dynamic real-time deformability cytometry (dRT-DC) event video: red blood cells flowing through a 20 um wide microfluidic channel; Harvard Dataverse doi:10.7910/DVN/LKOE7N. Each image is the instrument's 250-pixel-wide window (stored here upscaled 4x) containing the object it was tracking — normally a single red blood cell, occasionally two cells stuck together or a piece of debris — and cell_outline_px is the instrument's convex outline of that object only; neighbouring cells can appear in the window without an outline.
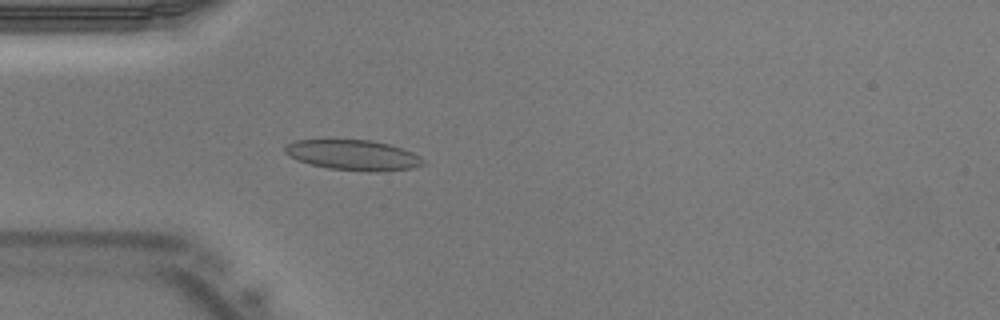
{"species": "Egyptian fruit bat (a non-hibernating species)", "species_latin": "Rousettus aegyptiacus", "temperature_condition": "warm", "stored_images_in_passage": 40, "camera_frame_rate_fps": 3000, "um_per_image_px": 0.085, "animal": {"sex": "male"}, "frame": {"image": 1, "passage_image": 11, "time_ms": 3.333, "image_size_px": [1000, 320], "cell_outline_px": [[428, 160], [424, 164], [412, 168], [376, 172], [368, 172], [328, 168], [296, 160], [288, 156], [284, 152], [284, 144], [296, 140], [372, 140], [388, 144], [412, 152]], "centroid_in_image_um": [30.02, 13.18], "position_along_channel_um": 55.0, "area_um2": 24.57}}
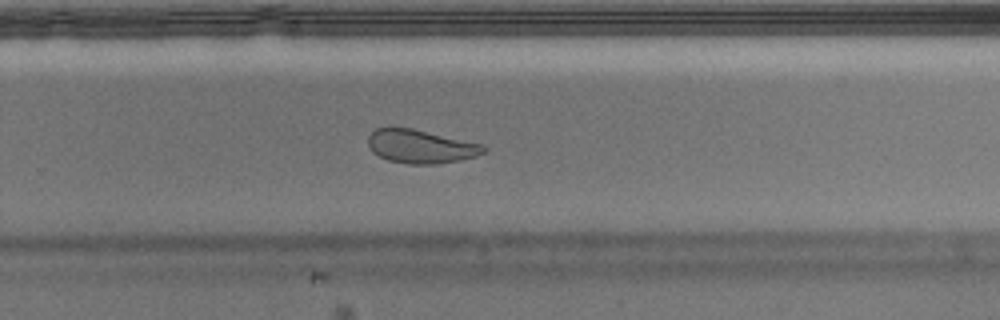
{"frame": {"image": 2, "passage_image": 26, "time_ms": 8.333, "image_size_px": [1000, 320], "cell_outline_px": [[488, 148], [484, 152], [476, 156], [460, 160], [436, 164], [408, 164], [388, 160], [372, 152], [368, 144], [368, 136], [376, 128], [412, 128], [484, 144]], "centroid_in_image_um": [35.78, 12.45], "position_along_channel_um": 294.0, "area_um2": 22.6}}
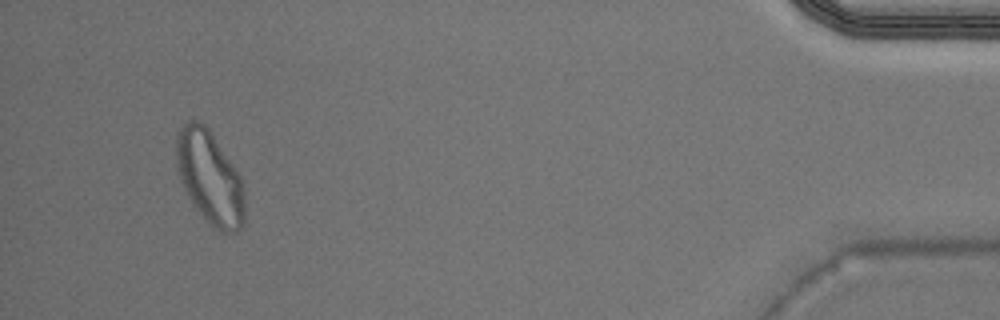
{"frame": {"image": 3, "passage_image": 38, "time_ms": 12.333, "image_size_px": [1000, 320], "cell_outline_px": [[244, 224], [236, 232], [224, 232], [216, 228], [192, 204], [180, 180], [176, 164], [176, 132], [188, 120], [200, 120], [208, 128], [236, 168], [240, 176], [244, 188]], "centroid_in_image_um": [17.82, 15.05], "position_along_channel_um": 417.4, "area_um2": 36.99}}